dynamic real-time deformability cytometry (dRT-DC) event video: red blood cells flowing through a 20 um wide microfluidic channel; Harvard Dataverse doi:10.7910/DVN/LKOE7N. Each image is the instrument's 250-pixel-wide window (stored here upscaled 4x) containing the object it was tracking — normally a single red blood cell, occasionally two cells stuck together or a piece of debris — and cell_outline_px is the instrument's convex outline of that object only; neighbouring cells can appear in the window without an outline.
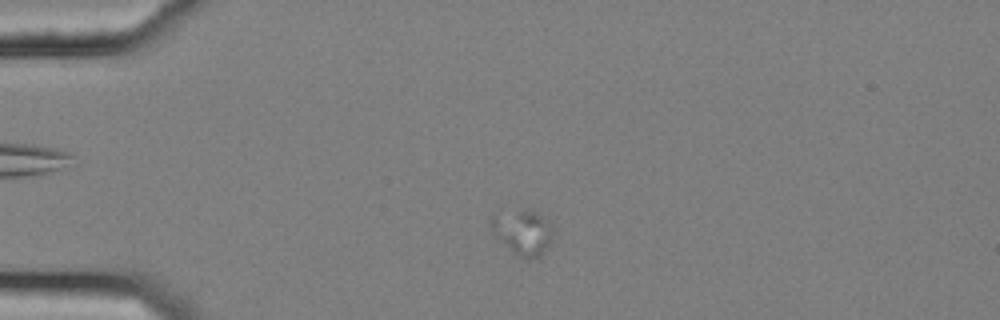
{"species": "common noctule bat (a hibernating species)", "species_latin": "Nyctalus noctula", "temperature_condition": "cold", "stored_images_in_passage": 25, "camera_frame_rate_fps": 3000, "um_per_image_px": 0.085, "animal": {"sex": "female", "body_mass_g": 25.1}, "frame": {"image": 1, "passage_image": 8, "time_ms": 2.333, "image_size_px": [1000, 320], "cell_outline_px": [[552, 240], [548, 248], [536, 256], [528, 260], [516, 252], [492, 228], [492, 212], [500, 208], [528, 208], [536, 212], [552, 228]], "centroid_in_image_um": [44.43, 19.6], "position_along_channel_um": 40.6, "area_um2": 15.84}}